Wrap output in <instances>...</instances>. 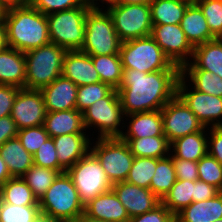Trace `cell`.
Listing matches in <instances>:
<instances>
[{
    "label": "cell",
    "mask_w": 222,
    "mask_h": 222,
    "mask_svg": "<svg viewBox=\"0 0 222 222\" xmlns=\"http://www.w3.org/2000/svg\"><path fill=\"white\" fill-rule=\"evenodd\" d=\"M180 70H159L145 73L124 69L118 96L126 115L157 111L177 95Z\"/></svg>",
    "instance_id": "6da1fadb"
},
{
    "label": "cell",
    "mask_w": 222,
    "mask_h": 222,
    "mask_svg": "<svg viewBox=\"0 0 222 222\" xmlns=\"http://www.w3.org/2000/svg\"><path fill=\"white\" fill-rule=\"evenodd\" d=\"M4 22L9 47L26 53L50 43L46 15L30 4L6 10Z\"/></svg>",
    "instance_id": "7a4b0ae2"
},
{
    "label": "cell",
    "mask_w": 222,
    "mask_h": 222,
    "mask_svg": "<svg viewBox=\"0 0 222 222\" xmlns=\"http://www.w3.org/2000/svg\"><path fill=\"white\" fill-rule=\"evenodd\" d=\"M43 218L50 222H73L84 213V205L67 172L61 173L39 201Z\"/></svg>",
    "instance_id": "3957f363"
},
{
    "label": "cell",
    "mask_w": 222,
    "mask_h": 222,
    "mask_svg": "<svg viewBox=\"0 0 222 222\" xmlns=\"http://www.w3.org/2000/svg\"><path fill=\"white\" fill-rule=\"evenodd\" d=\"M66 52L65 48L50 42L24 53L25 89L40 90L61 76Z\"/></svg>",
    "instance_id": "277c9868"
},
{
    "label": "cell",
    "mask_w": 222,
    "mask_h": 222,
    "mask_svg": "<svg viewBox=\"0 0 222 222\" xmlns=\"http://www.w3.org/2000/svg\"><path fill=\"white\" fill-rule=\"evenodd\" d=\"M119 55L123 69H135L145 73L180 70L151 36L122 42Z\"/></svg>",
    "instance_id": "5b68a950"
},
{
    "label": "cell",
    "mask_w": 222,
    "mask_h": 222,
    "mask_svg": "<svg viewBox=\"0 0 222 222\" xmlns=\"http://www.w3.org/2000/svg\"><path fill=\"white\" fill-rule=\"evenodd\" d=\"M121 43L107 10L90 8L85 19L84 43L80 50L95 56L119 54Z\"/></svg>",
    "instance_id": "8992f818"
},
{
    "label": "cell",
    "mask_w": 222,
    "mask_h": 222,
    "mask_svg": "<svg viewBox=\"0 0 222 222\" xmlns=\"http://www.w3.org/2000/svg\"><path fill=\"white\" fill-rule=\"evenodd\" d=\"M82 116L85 130L93 131V128H96L97 138L120 137L125 130L123 126L125 114L117 89H113L106 97L94 102L82 112Z\"/></svg>",
    "instance_id": "52a82bcc"
},
{
    "label": "cell",
    "mask_w": 222,
    "mask_h": 222,
    "mask_svg": "<svg viewBox=\"0 0 222 222\" xmlns=\"http://www.w3.org/2000/svg\"><path fill=\"white\" fill-rule=\"evenodd\" d=\"M89 9L84 4L46 15L50 42L66 50H80L84 43L85 19Z\"/></svg>",
    "instance_id": "ba28073f"
},
{
    "label": "cell",
    "mask_w": 222,
    "mask_h": 222,
    "mask_svg": "<svg viewBox=\"0 0 222 222\" xmlns=\"http://www.w3.org/2000/svg\"><path fill=\"white\" fill-rule=\"evenodd\" d=\"M93 141L90 151L100 161L111 184L126 181L135 158L128 143L120 137L96 138V143Z\"/></svg>",
    "instance_id": "9c48e42d"
},
{
    "label": "cell",
    "mask_w": 222,
    "mask_h": 222,
    "mask_svg": "<svg viewBox=\"0 0 222 222\" xmlns=\"http://www.w3.org/2000/svg\"><path fill=\"white\" fill-rule=\"evenodd\" d=\"M78 191L81 203L85 206L98 195L112 189L97 157L89 151L67 171Z\"/></svg>",
    "instance_id": "30bf717a"
},
{
    "label": "cell",
    "mask_w": 222,
    "mask_h": 222,
    "mask_svg": "<svg viewBox=\"0 0 222 222\" xmlns=\"http://www.w3.org/2000/svg\"><path fill=\"white\" fill-rule=\"evenodd\" d=\"M104 8L122 42L151 36L150 4H110Z\"/></svg>",
    "instance_id": "8fae6325"
},
{
    "label": "cell",
    "mask_w": 222,
    "mask_h": 222,
    "mask_svg": "<svg viewBox=\"0 0 222 222\" xmlns=\"http://www.w3.org/2000/svg\"><path fill=\"white\" fill-rule=\"evenodd\" d=\"M190 87L188 82L180 76L177 82V96L196 115L204 127H222V98Z\"/></svg>",
    "instance_id": "7c38bea8"
},
{
    "label": "cell",
    "mask_w": 222,
    "mask_h": 222,
    "mask_svg": "<svg viewBox=\"0 0 222 222\" xmlns=\"http://www.w3.org/2000/svg\"><path fill=\"white\" fill-rule=\"evenodd\" d=\"M161 115L163 132L169 143L204 128L196 115L177 95L161 108Z\"/></svg>",
    "instance_id": "4fadbf2b"
},
{
    "label": "cell",
    "mask_w": 222,
    "mask_h": 222,
    "mask_svg": "<svg viewBox=\"0 0 222 222\" xmlns=\"http://www.w3.org/2000/svg\"><path fill=\"white\" fill-rule=\"evenodd\" d=\"M151 37L173 64L181 68L191 61L194 47L187 40L180 24L153 25Z\"/></svg>",
    "instance_id": "5bb4252c"
},
{
    "label": "cell",
    "mask_w": 222,
    "mask_h": 222,
    "mask_svg": "<svg viewBox=\"0 0 222 222\" xmlns=\"http://www.w3.org/2000/svg\"><path fill=\"white\" fill-rule=\"evenodd\" d=\"M46 114L47 111L40 90L19 89L10 114L18 130L42 126Z\"/></svg>",
    "instance_id": "9a60e30c"
},
{
    "label": "cell",
    "mask_w": 222,
    "mask_h": 222,
    "mask_svg": "<svg viewBox=\"0 0 222 222\" xmlns=\"http://www.w3.org/2000/svg\"><path fill=\"white\" fill-rule=\"evenodd\" d=\"M112 190L125 207L130 219L153 210L161 203V200L150 189L126 181L113 184Z\"/></svg>",
    "instance_id": "2e32d148"
},
{
    "label": "cell",
    "mask_w": 222,
    "mask_h": 222,
    "mask_svg": "<svg viewBox=\"0 0 222 222\" xmlns=\"http://www.w3.org/2000/svg\"><path fill=\"white\" fill-rule=\"evenodd\" d=\"M62 75L77 86L101 82L91 56L81 50H67L63 58Z\"/></svg>",
    "instance_id": "e0dca14e"
},
{
    "label": "cell",
    "mask_w": 222,
    "mask_h": 222,
    "mask_svg": "<svg viewBox=\"0 0 222 222\" xmlns=\"http://www.w3.org/2000/svg\"><path fill=\"white\" fill-rule=\"evenodd\" d=\"M78 86L63 75L40 89L47 112L76 109Z\"/></svg>",
    "instance_id": "ac0fdd59"
},
{
    "label": "cell",
    "mask_w": 222,
    "mask_h": 222,
    "mask_svg": "<svg viewBox=\"0 0 222 222\" xmlns=\"http://www.w3.org/2000/svg\"><path fill=\"white\" fill-rule=\"evenodd\" d=\"M89 133H73L53 138L59 164L67 171L90 151L93 137Z\"/></svg>",
    "instance_id": "d6986e66"
},
{
    "label": "cell",
    "mask_w": 222,
    "mask_h": 222,
    "mask_svg": "<svg viewBox=\"0 0 222 222\" xmlns=\"http://www.w3.org/2000/svg\"><path fill=\"white\" fill-rule=\"evenodd\" d=\"M84 213L104 222H129L130 217L111 189L95 197L84 206Z\"/></svg>",
    "instance_id": "ffe728a7"
},
{
    "label": "cell",
    "mask_w": 222,
    "mask_h": 222,
    "mask_svg": "<svg viewBox=\"0 0 222 222\" xmlns=\"http://www.w3.org/2000/svg\"><path fill=\"white\" fill-rule=\"evenodd\" d=\"M125 121L126 125L124 124V128L126 130L120 138H143L164 135L161 110L132 113L125 116Z\"/></svg>",
    "instance_id": "44dd1931"
},
{
    "label": "cell",
    "mask_w": 222,
    "mask_h": 222,
    "mask_svg": "<svg viewBox=\"0 0 222 222\" xmlns=\"http://www.w3.org/2000/svg\"><path fill=\"white\" fill-rule=\"evenodd\" d=\"M180 70L211 71L222 78V43L215 39L195 46L191 61Z\"/></svg>",
    "instance_id": "7402d4cb"
},
{
    "label": "cell",
    "mask_w": 222,
    "mask_h": 222,
    "mask_svg": "<svg viewBox=\"0 0 222 222\" xmlns=\"http://www.w3.org/2000/svg\"><path fill=\"white\" fill-rule=\"evenodd\" d=\"M180 26L193 47L217 39L211 33L202 10L194 1L185 10Z\"/></svg>",
    "instance_id": "603a6c76"
},
{
    "label": "cell",
    "mask_w": 222,
    "mask_h": 222,
    "mask_svg": "<svg viewBox=\"0 0 222 222\" xmlns=\"http://www.w3.org/2000/svg\"><path fill=\"white\" fill-rule=\"evenodd\" d=\"M207 132L208 128L204 127L201 131L172 141L170 143L171 157L198 162L202 157L208 154Z\"/></svg>",
    "instance_id": "cb8c5ba5"
},
{
    "label": "cell",
    "mask_w": 222,
    "mask_h": 222,
    "mask_svg": "<svg viewBox=\"0 0 222 222\" xmlns=\"http://www.w3.org/2000/svg\"><path fill=\"white\" fill-rule=\"evenodd\" d=\"M25 82V55L8 46L0 52V84L25 88Z\"/></svg>",
    "instance_id": "d4e9b609"
},
{
    "label": "cell",
    "mask_w": 222,
    "mask_h": 222,
    "mask_svg": "<svg viewBox=\"0 0 222 222\" xmlns=\"http://www.w3.org/2000/svg\"><path fill=\"white\" fill-rule=\"evenodd\" d=\"M43 126L50 137L73 133H87L82 112L77 109L47 112Z\"/></svg>",
    "instance_id": "484cf974"
},
{
    "label": "cell",
    "mask_w": 222,
    "mask_h": 222,
    "mask_svg": "<svg viewBox=\"0 0 222 222\" xmlns=\"http://www.w3.org/2000/svg\"><path fill=\"white\" fill-rule=\"evenodd\" d=\"M222 218V191L214 198L192 202L175 215V222H214Z\"/></svg>",
    "instance_id": "4316f807"
},
{
    "label": "cell",
    "mask_w": 222,
    "mask_h": 222,
    "mask_svg": "<svg viewBox=\"0 0 222 222\" xmlns=\"http://www.w3.org/2000/svg\"><path fill=\"white\" fill-rule=\"evenodd\" d=\"M0 156L12 177H22L34 165L33 155L22 146L17 137L1 145Z\"/></svg>",
    "instance_id": "83f0119b"
},
{
    "label": "cell",
    "mask_w": 222,
    "mask_h": 222,
    "mask_svg": "<svg viewBox=\"0 0 222 222\" xmlns=\"http://www.w3.org/2000/svg\"><path fill=\"white\" fill-rule=\"evenodd\" d=\"M193 0H152V25L180 24L184 12Z\"/></svg>",
    "instance_id": "f1b7e54d"
},
{
    "label": "cell",
    "mask_w": 222,
    "mask_h": 222,
    "mask_svg": "<svg viewBox=\"0 0 222 222\" xmlns=\"http://www.w3.org/2000/svg\"><path fill=\"white\" fill-rule=\"evenodd\" d=\"M135 157L164 158L170 154V143L165 135L143 138H121Z\"/></svg>",
    "instance_id": "f546056e"
},
{
    "label": "cell",
    "mask_w": 222,
    "mask_h": 222,
    "mask_svg": "<svg viewBox=\"0 0 222 222\" xmlns=\"http://www.w3.org/2000/svg\"><path fill=\"white\" fill-rule=\"evenodd\" d=\"M0 200L19 206L39 205V201L22 177H12L0 187Z\"/></svg>",
    "instance_id": "4dcf8cb0"
},
{
    "label": "cell",
    "mask_w": 222,
    "mask_h": 222,
    "mask_svg": "<svg viewBox=\"0 0 222 222\" xmlns=\"http://www.w3.org/2000/svg\"><path fill=\"white\" fill-rule=\"evenodd\" d=\"M100 81L109 84L113 89H118L123 77V65L120 55H90Z\"/></svg>",
    "instance_id": "1f68e13d"
},
{
    "label": "cell",
    "mask_w": 222,
    "mask_h": 222,
    "mask_svg": "<svg viewBox=\"0 0 222 222\" xmlns=\"http://www.w3.org/2000/svg\"><path fill=\"white\" fill-rule=\"evenodd\" d=\"M180 76L193 89L222 98V78L215 73L205 70H180Z\"/></svg>",
    "instance_id": "d6a6232c"
},
{
    "label": "cell",
    "mask_w": 222,
    "mask_h": 222,
    "mask_svg": "<svg viewBox=\"0 0 222 222\" xmlns=\"http://www.w3.org/2000/svg\"><path fill=\"white\" fill-rule=\"evenodd\" d=\"M176 180L173 158L169 154L167 157L157 159L149 189L162 201Z\"/></svg>",
    "instance_id": "836d02e7"
},
{
    "label": "cell",
    "mask_w": 222,
    "mask_h": 222,
    "mask_svg": "<svg viewBox=\"0 0 222 222\" xmlns=\"http://www.w3.org/2000/svg\"><path fill=\"white\" fill-rule=\"evenodd\" d=\"M195 181L176 180L161 203L175 216L193 202Z\"/></svg>",
    "instance_id": "e575fe53"
},
{
    "label": "cell",
    "mask_w": 222,
    "mask_h": 222,
    "mask_svg": "<svg viewBox=\"0 0 222 222\" xmlns=\"http://www.w3.org/2000/svg\"><path fill=\"white\" fill-rule=\"evenodd\" d=\"M59 174L56 170L32 165L22 176V179L30 187L37 200L40 201Z\"/></svg>",
    "instance_id": "d590c367"
},
{
    "label": "cell",
    "mask_w": 222,
    "mask_h": 222,
    "mask_svg": "<svg viewBox=\"0 0 222 222\" xmlns=\"http://www.w3.org/2000/svg\"><path fill=\"white\" fill-rule=\"evenodd\" d=\"M156 166L157 158L135 157L126 182L149 189Z\"/></svg>",
    "instance_id": "8d00e7d4"
},
{
    "label": "cell",
    "mask_w": 222,
    "mask_h": 222,
    "mask_svg": "<svg viewBox=\"0 0 222 222\" xmlns=\"http://www.w3.org/2000/svg\"><path fill=\"white\" fill-rule=\"evenodd\" d=\"M41 218L39 205L19 206L0 200V222H37Z\"/></svg>",
    "instance_id": "74e56055"
},
{
    "label": "cell",
    "mask_w": 222,
    "mask_h": 222,
    "mask_svg": "<svg viewBox=\"0 0 222 222\" xmlns=\"http://www.w3.org/2000/svg\"><path fill=\"white\" fill-rule=\"evenodd\" d=\"M113 88L104 82L78 86L76 95V109L83 112L94 102L106 97Z\"/></svg>",
    "instance_id": "f35d334b"
},
{
    "label": "cell",
    "mask_w": 222,
    "mask_h": 222,
    "mask_svg": "<svg viewBox=\"0 0 222 222\" xmlns=\"http://www.w3.org/2000/svg\"><path fill=\"white\" fill-rule=\"evenodd\" d=\"M198 180L222 191V165L209 154L197 162Z\"/></svg>",
    "instance_id": "ab89813d"
},
{
    "label": "cell",
    "mask_w": 222,
    "mask_h": 222,
    "mask_svg": "<svg viewBox=\"0 0 222 222\" xmlns=\"http://www.w3.org/2000/svg\"><path fill=\"white\" fill-rule=\"evenodd\" d=\"M202 10L211 33L217 38L222 33V0H193Z\"/></svg>",
    "instance_id": "60d3db41"
},
{
    "label": "cell",
    "mask_w": 222,
    "mask_h": 222,
    "mask_svg": "<svg viewBox=\"0 0 222 222\" xmlns=\"http://www.w3.org/2000/svg\"><path fill=\"white\" fill-rule=\"evenodd\" d=\"M34 165L50 168L58 171L60 174L66 170L59 164L55 144L52 137H49L45 143L33 155Z\"/></svg>",
    "instance_id": "b9f144b4"
},
{
    "label": "cell",
    "mask_w": 222,
    "mask_h": 222,
    "mask_svg": "<svg viewBox=\"0 0 222 222\" xmlns=\"http://www.w3.org/2000/svg\"><path fill=\"white\" fill-rule=\"evenodd\" d=\"M44 126L28 127L18 130L17 138L22 146L32 155L49 138Z\"/></svg>",
    "instance_id": "7bdbcfd3"
},
{
    "label": "cell",
    "mask_w": 222,
    "mask_h": 222,
    "mask_svg": "<svg viewBox=\"0 0 222 222\" xmlns=\"http://www.w3.org/2000/svg\"><path fill=\"white\" fill-rule=\"evenodd\" d=\"M29 4L45 15L84 5L83 0H30Z\"/></svg>",
    "instance_id": "ee69618b"
},
{
    "label": "cell",
    "mask_w": 222,
    "mask_h": 222,
    "mask_svg": "<svg viewBox=\"0 0 222 222\" xmlns=\"http://www.w3.org/2000/svg\"><path fill=\"white\" fill-rule=\"evenodd\" d=\"M129 222H175V216L160 203L153 210L132 217Z\"/></svg>",
    "instance_id": "f6af8a7d"
},
{
    "label": "cell",
    "mask_w": 222,
    "mask_h": 222,
    "mask_svg": "<svg viewBox=\"0 0 222 222\" xmlns=\"http://www.w3.org/2000/svg\"><path fill=\"white\" fill-rule=\"evenodd\" d=\"M177 180H198L197 162L173 158Z\"/></svg>",
    "instance_id": "bcb514c9"
},
{
    "label": "cell",
    "mask_w": 222,
    "mask_h": 222,
    "mask_svg": "<svg viewBox=\"0 0 222 222\" xmlns=\"http://www.w3.org/2000/svg\"><path fill=\"white\" fill-rule=\"evenodd\" d=\"M19 87L0 84V118L9 116Z\"/></svg>",
    "instance_id": "7dc6e473"
},
{
    "label": "cell",
    "mask_w": 222,
    "mask_h": 222,
    "mask_svg": "<svg viewBox=\"0 0 222 222\" xmlns=\"http://www.w3.org/2000/svg\"><path fill=\"white\" fill-rule=\"evenodd\" d=\"M208 130V154L222 165V127H209Z\"/></svg>",
    "instance_id": "c3c4849f"
},
{
    "label": "cell",
    "mask_w": 222,
    "mask_h": 222,
    "mask_svg": "<svg viewBox=\"0 0 222 222\" xmlns=\"http://www.w3.org/2000/svg\"><path fill=\"white\" fill-rule=\"evenodd\" d=\"M219 193L220 191L216 187L206 182L196 180L194 183V196H192L193 202L212 199Z\"/></svg>",
    "instance_id": "681fc988"
},
{
    "label": "cell",
    "mask_w": 222,
    "mask_h": 222,
    "mask_svg": "<svg viewBox=\"0 0 222 222\" xmlns=\"http://www.w3.org/2000/svg\"><path fill=\"white\" fill-rule=\"evenodd\" d=\"M18 129L11 116L0 118V147L9 139L17 137Z\"/></svg>",
    "instance_id": "f907efd6"
},
{
    "label": "cell",
    "mask_w": 222,
    "mask_h": 222,
    "mask_svg": "<svg viewBox=\"0 0 222 222\" xmlns=\"http://www.w3.org/2000/svg\"><path fill=\"white\" fill-rule=\"evenodd\" d=\"M29 3H30V0H0V5L5 10L25 6V5H28Z\"/></svg>",
    "instance_id": "816d5d0a"
},
{
    "label": "cell",
    "mask_w": 222,
    "mask_h": 222,
    "mask_svg": "<svg viewBox=\"0 0 222 222\" xmlns=\"http://www.w3.org/2000/svg\"><path fill=\"white\" fill-rule=\"evenodd\" d=\"M10 178H12V176L9 173L6 163L0 156V187L3 186Z\"/></svg>",
    "instance_id": "f5cc1de1"
},
{
    "label": "cell",
    "mask_w": 222,
    "mask_h": 222,
    "mask_svg": "<svg viewBox=\"0 0 222 222\" xmlns=\"http://www.w3.org/2000/svg\"><path fill=\"white\" fill-rule=\"evenodd\" d=\"M83 3L90 8H102V6L105 7L103 4H105L106 6L110 4H115V0H83Z\"/></svg>",
    "instance_id": "db71d44e"
},
{
    "label": "cell",
    "mask_w": 222,
    "mask_h": 222,
    "mask_svg": "<svg viewBox=\"0 0 222 222\" xmlns=\"http://www.w3.org/2000/svg\"><path fill=\"white\" fill-rule=\"evenodd\" d=\"M8 47L7 43V28L5 22H0V52Z\"/></svg>",
    "instance_id": "11a10c76"
},
{
    "label": "cell",
    "mask_w": 222,
    "mask_h": 222,
    "mask_svg": "<svg viewBox=\"0 0 222 222\" xmlns=\"http://www.w3.org/2000/svg\"><path fill=\"white\" fill-rule=\"evenodd\" d=\"M152 0H115V4H149Z\"/></svg>",
    "instance_id": "9f6ffc18"
},
{
    "label": "cell",
    "mask_w": 222,
    "mask_h": 222,
    "mask_svg": "<svg viewBox=\"0 0 222 222\" xmlns=\"http://www.w3.org/2000/svg\"><path fill=\"white\" fill-rule=\"evenodd\" d=\"M73 222H104L95 218H92L90 216H88L85 213H82L80 216L77 217L76 220H74Z\"/></svg>",
    "instance_id": "6f0895ef"
},
{
    "label": "cell",
    "mask_w": 222,
    "mask_h": 222,
    "mask_svg": "<svg viewBox=\"0 0 222 222\" xmlns=\"http://www.w3.org/2000/svg\"><path fill=\"white\" fill-rule=\"evenodd\" d=\"M6 10L0 5V22L4 21V15Z\"/></svg>",
    "instance_id": "680465c9"
},
{
    "label": "cell",
    "mask_w": 222,
    "mask_h": 222,
    "mask_svg": "<svg viewBox=\"0 0 222 222\" xmlns=\"http://www.w3.org/2000/svg\"><path fill=\"white\" fill-rule=\"evenodd\" d=\"M37 222H50L48 219H46V218H41L40 220H38Z\"/></svg>",
    "instance_id": "91938a15"
},
{
    "label": "cell",
    "mask_w": 222,
    "mask_h": 222,
    "mask_svg": "<svg viewBox=\"0 0 222 222\" xmlns=\"http://www.w3.org/2000/svg\"><path fill=\"white\" fill-rule=\"evenodd\" d=\"M217 39L222 43V33L217 37Z\"/></svg>",
    "instance_id": "94428289"
},
{
    "label": "cell",
    "mask_w": 222,
    "mask_h": 222,
    "mask_svg": "<svg viewBox=\"0 0 222 222\" xmlns=\"http://www.w3.org/2000/svg\"><path fill=\"white\" fill-rule=\"evenodd\" d=\"M214 222H222V218H220L219 220H215Z\"/></svg>",
    "instance_id": "6125c7cd"
}]
</instances>
